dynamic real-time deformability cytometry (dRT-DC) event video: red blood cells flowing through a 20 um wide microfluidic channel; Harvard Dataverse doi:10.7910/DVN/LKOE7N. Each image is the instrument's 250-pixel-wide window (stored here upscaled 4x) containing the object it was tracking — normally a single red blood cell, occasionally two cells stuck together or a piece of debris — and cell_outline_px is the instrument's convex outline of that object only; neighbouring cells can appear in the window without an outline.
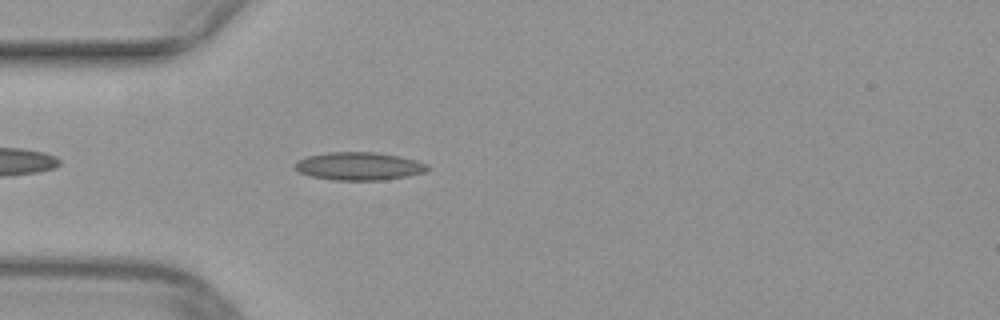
{"species": "common noctule bat (a hibernating species)", "species_latin": "Nyctalus noctula", "temperature_condition": "warm", "stored_images_in_passage": 40, "camera_frame_rate_fps": 3000, "um_per_image_px": 0.085, "animal": {"sex": "female", "body_mass_g": 29.2, "forearm_length_mm": 56.3}, "frame": {"image": 1, "passage_image": 4, "time_ms": 1.0, "image_size_px": [1000, 320], "cell_outline_px": [[428, 168], [424, 172], [408, 176], [384, 180], [332, 180], [308, 176], [300, 172], [296, 168], [296, 160], [308, 156], [328, 152], [376, 152], [400, 156], [416, 160], [428, 164]], "centroid_in_image_um": [30.51, 14.12], "position_along_channel_um": 54.5, "area_um2": 21.68}}
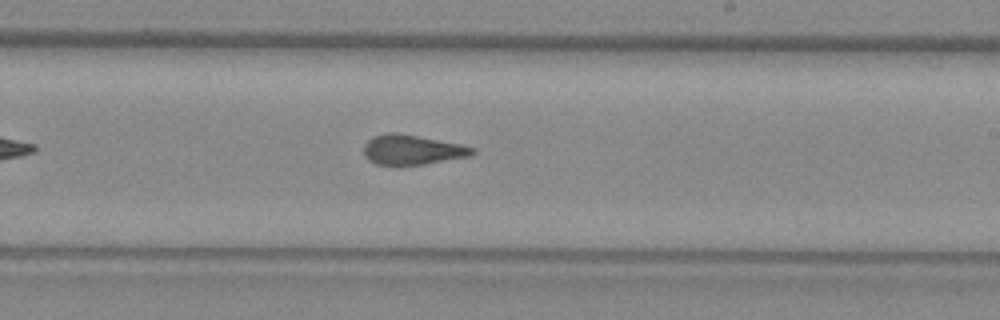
{"frame": {"image": 2, "passage_image": 19, "time_ms": 6.0, "image_size_px": [1000, 320], "cell_outline_px": [[476, 152], [468, 156], [424, 164], [376, 164], [368, 160], [364, 156], [364, 144], [372, 136], [388, 132], [396, 132], [460, 144], [476, 148]], "centroid_in_image_um": [35.0, 12.71], "position_along_channel_um": 254.0, "area_um2": 18.67}}
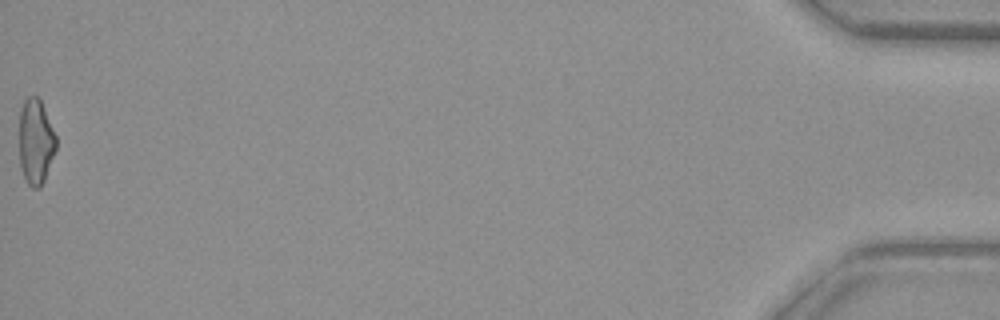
{"frame": {"image": 3, "passage_image": 40, "time_ms": 13.0, "image_size_px": [1000, 320], "cell_outline_px": [[56, 148], [44, 180], [40, 188], [32, 188], [28, 184], [20, 168], [20, 108], [24, 100], [28, 96], [36, 96], [40, 100], [56, 136]], "centroid_in_image_um": [3.02, 12.05], "position_along_channel_um": 432.2, "area_um2": 18.09}}